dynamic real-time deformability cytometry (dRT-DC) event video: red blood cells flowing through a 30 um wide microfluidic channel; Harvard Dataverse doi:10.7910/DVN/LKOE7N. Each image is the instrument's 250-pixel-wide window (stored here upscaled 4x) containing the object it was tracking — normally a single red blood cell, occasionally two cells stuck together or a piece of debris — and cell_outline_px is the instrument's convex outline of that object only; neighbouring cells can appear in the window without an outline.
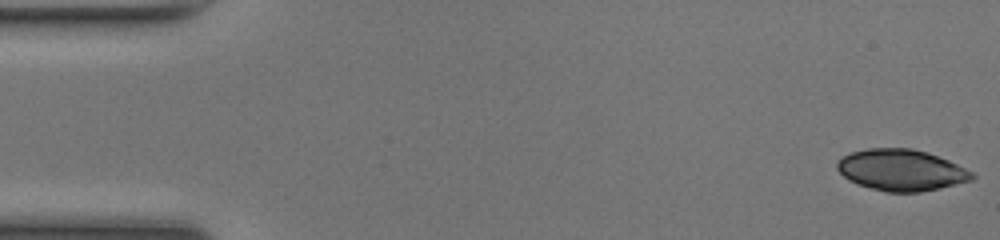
{"species": "common noctule bat (a hibernating species)", "species_latin": "Nyctalus noctula", "temperature_condition": "room temperature", "stored_images_in_passage": 46, "segment_of_instrument_passage": [1, 2], "camera_frame_rate_fps": 3000, "um_per_image_px": 0.085, "animal": {"sex": "female", "body_mass_g": 17.0, "forearm_length_mm": 48.0}, "frame": {"image": 1, "passage_image": 1, "time_ms": 0.0, "image_size_px": [1000, 240], "cell_outline_px": [[976, 176], [972, 180], [940, 188], [920, 192], [884, 192], [856, 184], [848, 180], [836, 168], [836, 160], [852, 152], [868, 148], [912, 148], [928, 152], [948, 160], [972, 172]], "centroid_in_image_um": [76.58, 14.46], "position_along_channel_um": 8.4, "area_um2": 32.6}}
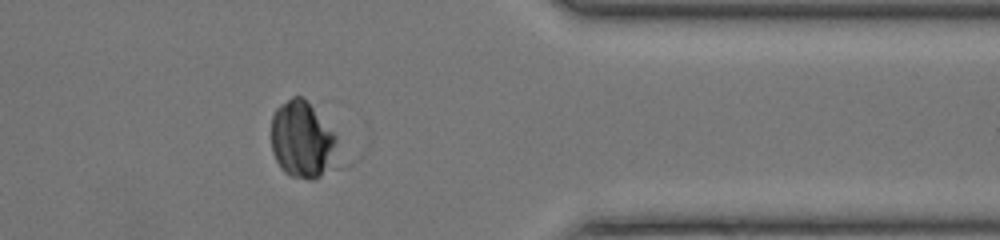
{"frame": {"image": 2, "passage_image": 40, "time_ms": 13.0, "image_size_px": [1000, 240], "cell_outline_px": [[336, 140], [328, 168], [320, 176], [312, 180], [308, 180], [292, 176], [284, 172], [280, 168], [272, 152], [272, 116], [276, 108], [280, 104], [292, 96], [304, 96], [336, 136]], "centroid_in_image_um": [25.61, 11.84], "position_along_channel_um": 385.8, "area_um2": 29.02}}